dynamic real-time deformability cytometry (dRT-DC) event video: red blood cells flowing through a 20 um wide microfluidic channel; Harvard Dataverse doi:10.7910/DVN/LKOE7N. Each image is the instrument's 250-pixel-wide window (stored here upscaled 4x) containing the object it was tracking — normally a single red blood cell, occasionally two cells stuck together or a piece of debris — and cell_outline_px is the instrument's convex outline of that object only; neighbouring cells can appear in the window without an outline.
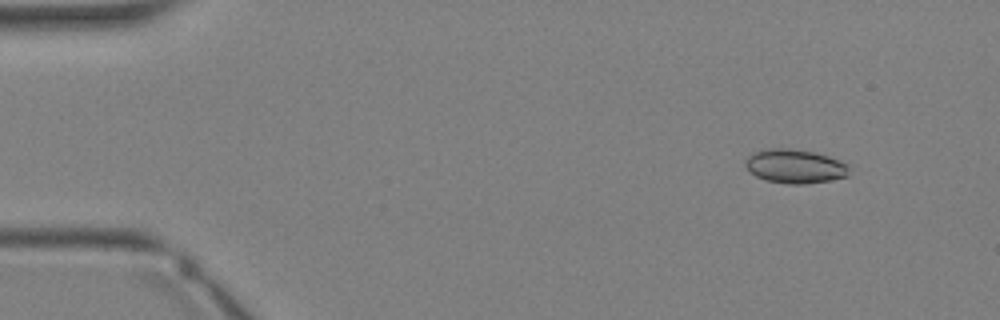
{"species": "Egyptian fruit bat (a non-hibernating species)", "species_latin": "Rousettus aegyptiacus", "temperature_condition": "warm", "stored_images_in_passage": 36, "segment_of_instrument_passage": [1, 2], "camera_frame_rate_fps": 3000, "um_per_image_px": 0.085, "animal": {"sex": "female"}, "frame": {"image": 1, "passage_image": 4, "time_ms": 1.0, "image_size_px": [1000, 320], "cell_outline_px": [[848, 176], [828, 180], [804, 184], [788, 184], [768, 180], [756, 176], [744, 164], [744, 160], [752, 152], [768, 148], [788, 148], [812, 152], [828, 156], [848, 164]], "centroid_in_image_um": [67.54, 14.12], "position_along_channel_um": 17.5, "area_um2": 20.35}}
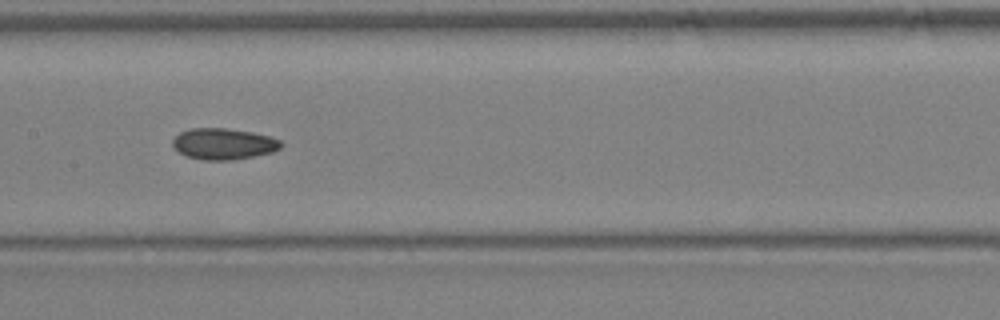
{"frame": {"image": 2, "passage_image": 18, "time_ms": 5.667, "image_size_px": [1000, 320], "cell_outline_px": [[284, 144], [280, 148], [272, 152], [232, 160], [204, 160], [188, 156], [180, 152], [172, 144], [172, 140], [180, 132], [192, 128], [224, 128], [252, 132], [272, 136], [280, 140]], "centroid_in_image_um": [19.03, 12.22], "position_along_channel_um": 188.4, "area_um2": 19.59}}
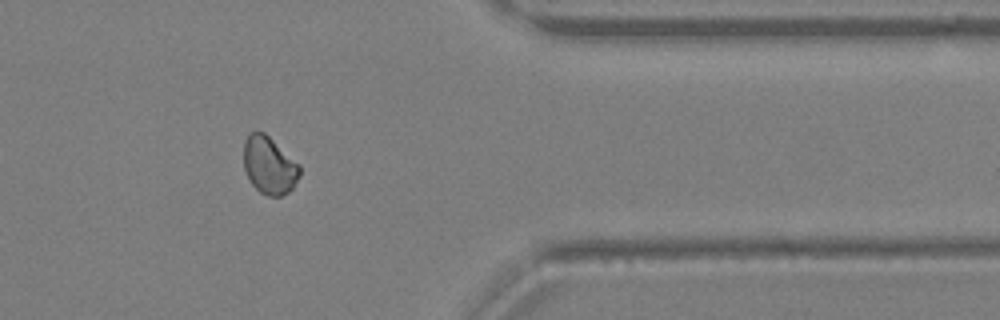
{"frame": {"image": 3, "passage_image": 29, "time_ms": 9.333, "image_size_px": [1000, 320], "cell_outline_px": [[300, 176], [292, 188], [288, 192], [280, 196], [268, 196], [260, 192], [252, 184], [244, 168], [244, 140], [248, 132], [264, 132], [300, 164]], "centroid_in_image_um": [22.89, 14.04], "position_along_channel_um": 388.5, "area_um2": 18.79}}